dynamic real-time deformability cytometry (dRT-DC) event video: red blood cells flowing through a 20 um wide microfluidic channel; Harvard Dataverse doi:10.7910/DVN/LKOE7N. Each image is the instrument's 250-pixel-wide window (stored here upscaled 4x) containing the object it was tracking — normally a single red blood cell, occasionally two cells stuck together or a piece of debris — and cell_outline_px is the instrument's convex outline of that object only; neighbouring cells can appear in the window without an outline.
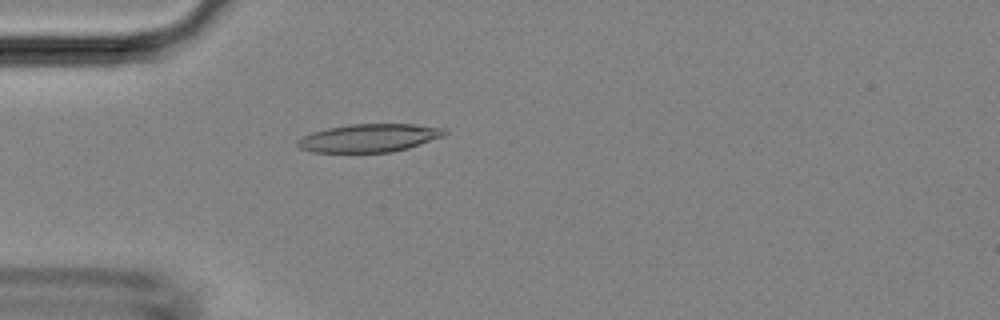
{"species": "Egyptian fruit bat (a non-hibernating species)", "species_latin": "Rousettus aegyptiacus", "temperature_condition": "room temperature", "stored_images_in_passage": 45, "camera_frame_rate_fps": 3000, "um_per_image_px": 0.085, "animal": {"sex": "female"}, "frame": {"image": 1, "passage_image": 13, "time_ms": 4.0, "image_size_px": [1000, 320], "cell_outline_px": [[448, 132], [444, 136], [408, 148], [392, 152], [312, 152], [300, 148], [296, 144], [296, 140], [312, 132], [328, 128], [348, 124], [412, 124], [444, 128]], "centroid_in_image_um": [31.38, 11.72], "position_along_channel_um": 53.6, "area_um2": 24.04}}
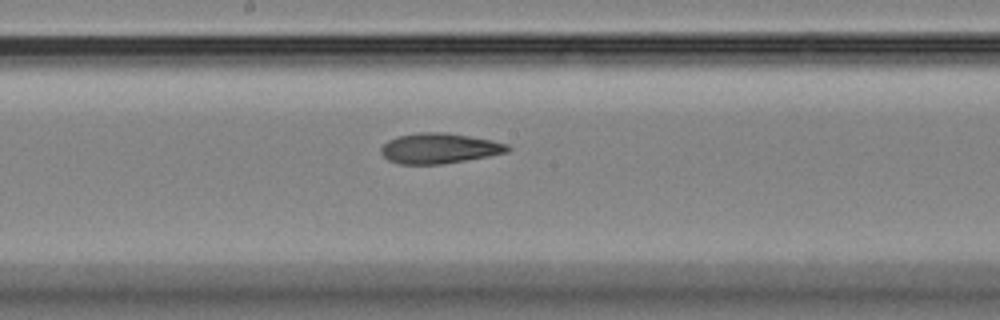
{"frame": {"image": 2, "passage_image": 24, "time_ms": 7.667, "image_size_px": [1000, 320], "cell_outline_px": [[512, 148], [508, 152], [488, 156], [440, 164], [396, 164], [388, 160], [380, 152], [380, 148], [388, 140], [396, 136], [420, 132], [444, 132], [492, 140], [508, 144]], "centroid_in_image_um": [37.32, 12.6], "position_along_channel_um": 210.9, "area_um2": 22.37}}
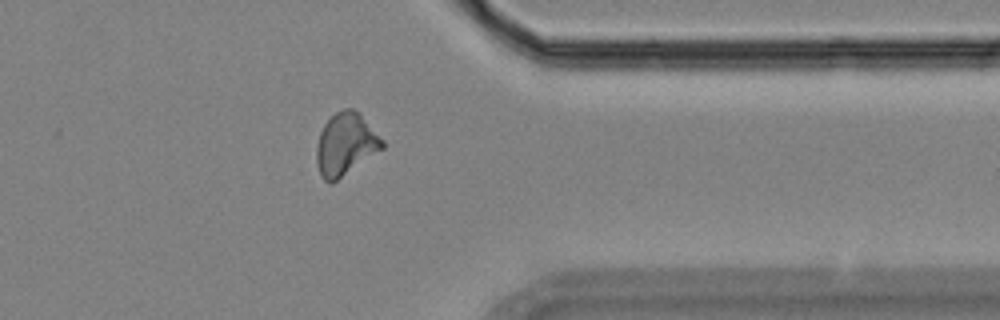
{"frame": {"image": 3, "passage_image": 36, "time_ms": 11.667, "image_size_px": [1000, 320], "cell_outline_px": [[384, 148], [332, 184], [328, 184], [320, 176], [316, 164], [316, 144], [320, 132], [324, 124], [336, 112], [344, 108], [352, 108], [360, 112], [384, 140]], "centroid_in_image_um": [29.37, 12.27], "position_along_channel_um": 382.0, "area_um2": 24.28}}